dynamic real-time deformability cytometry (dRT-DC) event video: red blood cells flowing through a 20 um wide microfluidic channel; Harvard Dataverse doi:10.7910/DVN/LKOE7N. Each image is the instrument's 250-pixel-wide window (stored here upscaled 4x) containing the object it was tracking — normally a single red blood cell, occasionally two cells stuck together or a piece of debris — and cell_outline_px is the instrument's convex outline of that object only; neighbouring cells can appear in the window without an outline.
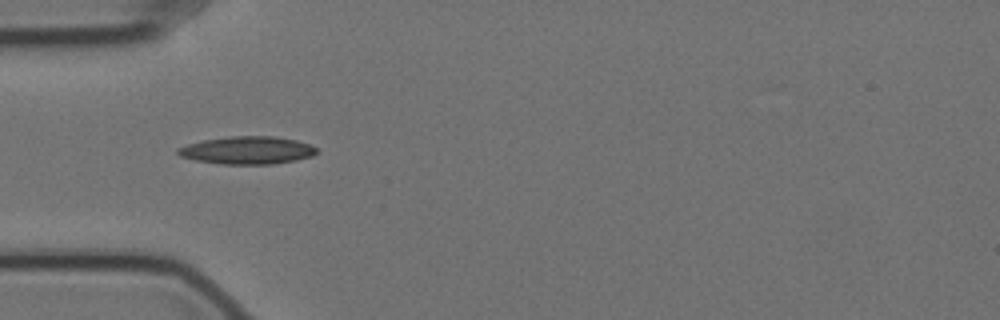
{"species": "Egyptian fruit bat (a non-hibernating species)", "species_latin": "Rousettus aegyptiacus", "temperature_condition": "cold", "stored_images_in_passage": 41, "camera_frame_rate_fps": 3000, "um_per_image_px": 0.085, "animal": {"sex": "female"}, "frame": {"image": 1, "passage_image": 1, "time_ms": 0.0, "image_size_px": [1000, 320], "cell_outline_px": [[316, 152], [312, 156], [296, 160], [272, 164], [224, 164], [196, 160], [180, 156], [176, 152], [176, 148], [188, 144], [204, 140], [232, 136], [276, 136], [296, 140], [308, 144], [316, 148]], "centroid_in_image_um": [21.01, 12.77], "position_along_channel_um": 64.0, "area_um2": 22.25}}
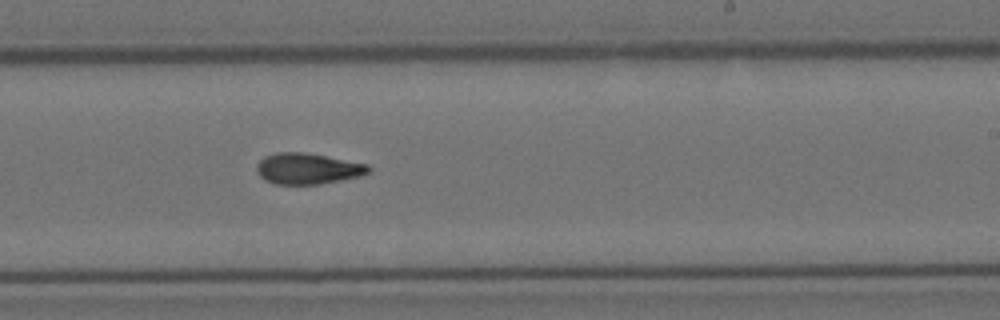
{"frame": {"image": 2, "passage_image": 18, "time_ms": 5.667, "image_size_px": [1000, 320], "cell_outline_px": [[372, 168], [368, 172], [360, 176], [320, 184], [276, 184], [264, 180], [256, 172], [256, 164], [264, 156], [276, 152], [304, 152], [368, 164]], "centroid_in_image_um": [26.12, 14.33], "position_along_channel_um": 262.9, "area_um2": 20.23}}
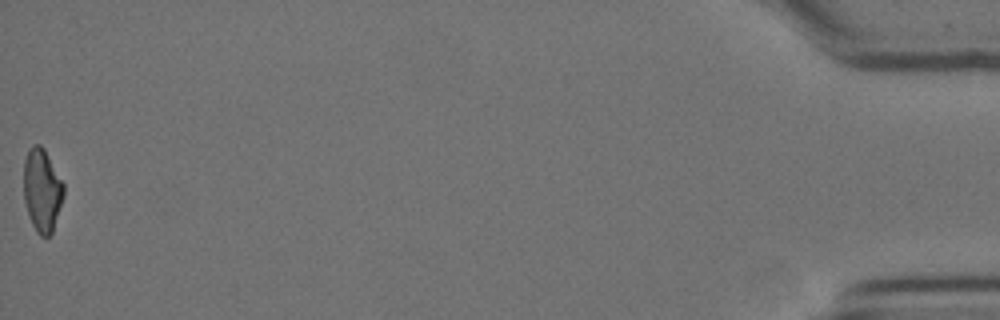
{"frame": {"image": 3, "passage_image": 41, "time_ms": 13.333, "image_size_px": [1000, 320], "cell_outline_px": [[64, 196], [52, 232], [48, 236], [40, 236], [36, 232], [32, 224], [24, 200], [24, 160], [28, 148], [32, 144], [40, 144], [44, 148], [64, 184]], "centroid_in_image_um": [3.57, 16.14], "position_along_channel_um": 431.6, "area_um2": 19.36}, "authors_computed_cell_mechanics": {"area_um2": 20.1144, "velocity_mm_per_s": 3.5147, "shape_relaxation_time_tau1_ms": 6.6654, "shape_relaxation_time_tau2_ms": 5.7246, "deformation_change_tau1": 0.1962, "deformation_change_tau2": 0.1411}}